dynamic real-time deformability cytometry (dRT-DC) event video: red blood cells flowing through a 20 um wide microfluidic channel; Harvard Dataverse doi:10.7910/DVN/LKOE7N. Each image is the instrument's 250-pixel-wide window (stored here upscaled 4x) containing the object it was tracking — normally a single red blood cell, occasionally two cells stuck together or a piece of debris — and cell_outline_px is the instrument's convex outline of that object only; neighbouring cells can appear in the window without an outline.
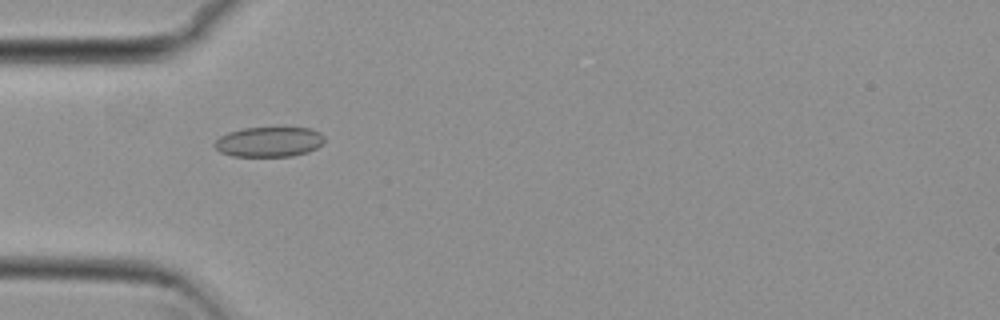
{"species": "common noctule bat (a hibernating species)", "species_latin": "Nyctalus noctula", "temperature_condition": "cold", "stored_images_in_passage": 41, "camera_frame_rate_fps": 3000, "um_per_image_px": 0.085, "animal": {"sex": "female", "body_mass_g": 29.2, "forearm_length_mm": 56.3}, "frame": {"image": 1, "passage_image": 4, "time_ms": 1.0, "image_size_px": [1000, 320], "cell_outline_px": [[324, 144], [308, 152], [292, 156], [232, 156], [220, 152], [212, 144], [220, 136], [228, 132], [244, 128], [312, 128], [320, 132], [324, 136]], "centroid_in_image_um": [22.88, 12.06], "position_along_channel_um": 62.1, "area_um2": 19.31}}
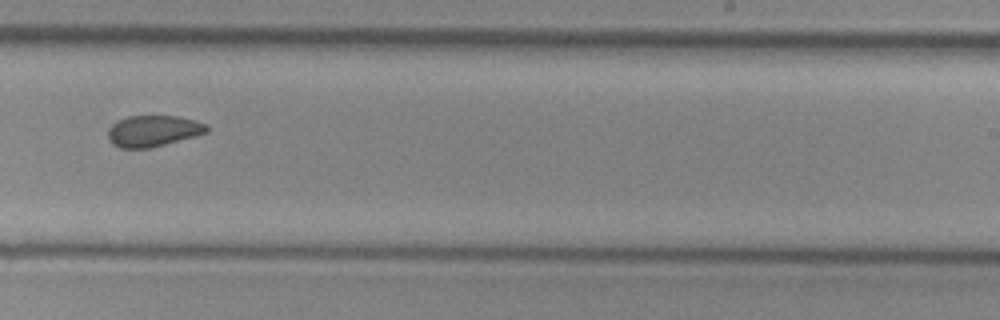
{"frame": {"image": 2, "passage_image": 21, "time_ms": 6.667, "image_size_px": [1000, 320], "cell_outline_px": [[208, 132], [152, 148], [120, 148], [112, 144], [108, 140], [108, 128], [116, 120], [128, 116], [180, 116], [208, 124]], "centroid_in_image_um": [13.0, 11.13], "position_along_channel_um": 276.0, "area_um2": 18.15}}
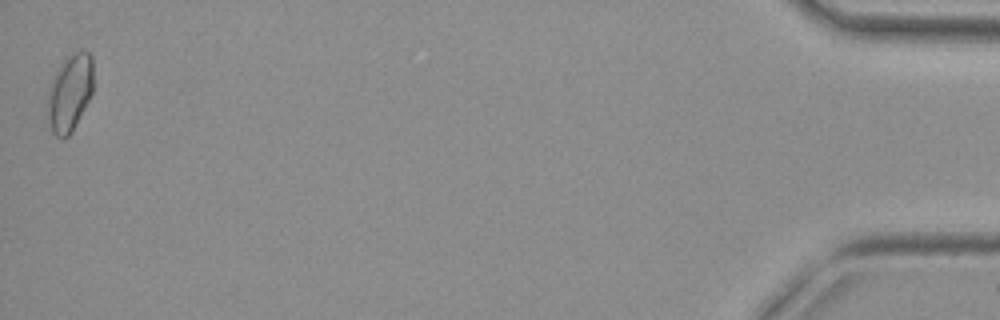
{"frame": {"image": 3, "passage_image": 41, "time_ms": 13.333, "image_size_px": [1000, 320], "cell_outline_px": [[92, 92], [72, 132], [68, 136], [56, 136], [52, 132], [48, 116], [48, 88], [56, 68], [64, 60], [76, 52], [88, 52], [92, 56]], "centroid_in_image_um": [5.91, 7.87], "position_along_channel_um": 429.3, "area_um2": 20.17}, "authors_computed_cell_mechanics": {"area_um2": 18.7272, "velocity_mm_per_s": 3.798, "shape_relaxation_time_tau1_ms": 8.952, "shape_relaxation_time_tau2_ms": 2.6313, "deformation_change_tau1": 0.1023, "deformation_change_tau2": 0.0699}}